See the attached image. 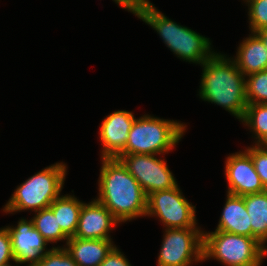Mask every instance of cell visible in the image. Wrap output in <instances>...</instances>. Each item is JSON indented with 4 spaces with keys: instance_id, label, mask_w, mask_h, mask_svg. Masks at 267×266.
Instances as JSON below:
<instances>
[{
    "instance_id": "1",
    "label": "cell",
    "mask_w": 267,
    "mask_h": 266,
    "mask_svg": "<svg viewBox=\"0 0 267 266\" xmlns=\"http://www.w3.org/2000/svg\"><path fill=\"white\" fill-rule=\"evenodd\" d=\"M99 178V197L96 200L119 222L146 216L147 195L119 159L102 158Z\"/></svg>"
},
{
    "instance_id": "2",
    "label": "cell",
    "mask_w": 267,
    "mask_h": 266,
    "mask_svg": "<svg viewBox=\"0 0 267 266\" xmlns=\"http://www.w3.org/2000/svg\"><path fill=\"white\" fill-rule=\"evenodd\" d=\"M215 53L202 65L200 97L220 105L242 120L247 107L245 76L234 60Z\"/></svg>"
},
{
    "instance_id": "3",
    "label": "cell",
    "mask_w": 267,
    "mask_h": 266,
    "mask_svg": "<svg viewBox=\"0 0 267 266\" xmlns=\"http://www.w3.org/2000/svg\"><path fill=\"white\" fill-rule=\"evenodd\" d=\"M136 16L155 29L170 50L181 59L202 65L215 54L210 51L209 38L173 22L152 3L138 6Z\"/></svg>"
},
{
    "instance_id": "4",
    "label": "cell",
    "mask_w": 267,
    "mask_h": 266,
    "mask_svg": "<svg viewBox=\"0 0 267 266\" xmlns=\"http://www.w3.org/2000/svg\"><path fill=\"white\" fill-rule=\"evenodd\" d=\"M186 127L179 122L145 115L135 119L121 154H161L173 149Z\"/></svg>"
},
{
    "instance_id": "5",
    "label": "cell",
    "mask_w": 267,
    "mask_h": 266,
    "mask_svg": "<svg viewBox=\"0 0 267 266\" xmlns=\"http://www.w3.org/2000/svg\"><path fill=\"white\" fill-rule=\"evenodd\" d=\"M66 175V165L56 163L31 176L15 190L4 212L39 211L48 208L60 196Z\"/></svg>"
},
{
    "instance_id": "6",
    "label": "cell",
    "mask_w": 267,
    "mask_h": 266,
    "mask_svg": "<svg viewBox=\"0 0 267 266\" xmlns=\"http://www.w3.org/2000/svg\"><path fill=\"white\" fill-rule=\"evenodd\" d=\"M267 248L257 239L215 230L203 233V261L212 257L227 266H260Z\"/></svg>"
},
{
    "instance_id": "7",
    "label": "cell",
    "mask_w": 267,
    "mask_h": 266,
    "mask_svg": "<svg viewBox=\"0 0 267 266\" xmlns=\"http://www.w3.org/2000/svg\"><path fill=\"white\" fill-rule=\"evenodd\" d=\"M203 233L197 227L166 228L158 266H189L202 261Z\"/></svg>"
},
{
    "instance_id": "8",
    "label": "cell",
    "mask_w": 267,
    "mask_h": 266,
    "mask_svg": "<svg viewBox=\"0 0 267 266\" xmlns=\"http://www.w3.org/2000/svg\"><path fill=\"white\" fill-rule=\"evenodd\" d=\"M146 215L158 216L167 229L191 228L197 224L195 206L182 196L178 185L169 190L149 194Z\"/></svg>"
},
{
    "instance_id": "9",
    "label": "cell",
    "mask_w": 267,
    "mask_h": 266,
    "mask_svg": "<svg viewBox=\"0 0 267 266\" xmlns=\"http://www.w3.org/2000/svg\"><path fill=\"white\" fill-rule=\"evenodd\" d=\"M117 159L138 181L147 196L178 185L166 162L153 154H120Z\"/></svg>"
},
{
    "instance_id": "10",
    "label": "cell",
    "mask_w": 267,
    "mask_h": 266,
    "mask_svg": "<svg viewBox=\"0 0 267 266\" xmlns=\"http://www.w3.org/2000/svg\"><path fill=\"white\" fill-rule=\"evenodd\" d=\"M225 175L229 186L227 193L244 196L265 191L251 156L246 151L227 158Z\"/></svg>"
},
{
    "instance_id": "11",
    "label": "cell",
    "mask_w": 267,
    "mask_h": 266,
    "mask_svg": "<svg viewBox=\"0 0 267 266\" xmlns=\"http://www.w3.org/2000/svg\"><path fill=\"white\" fill-rule=\"evenodd\" d=\"M6 228L10 234L12 252L17 264L29 262L28 266H33L48 252L45 250L48 242L33 226L32 220L21 219L15 228Z\"/></svg>"
},
{
    "instance_id": "12",
    "label": "cell",
    "mask_w": 267,
    "mask_h": 266,
    "mask_svg": "<svg viewBox=\"0 0 267 266\" xmlns=\"http://www.w3.org/2000/svg\"><path fill=\"white\" fill-rule=\"evenodd\" d=\"M134 120L132 112L126 110L115 111L106 116L99 133L103 144L101 158H117L124 151Z\"/></svg>"
},
{
    "instance_id": "13",
    "label": "cell",
    "mask_w": 267,
    "mask_h": 266,
    "mask_svg": "<svg viewBox=\"0 0 267 266\" xmlns=\"http://www.w3.org/2000/svg\"><path fill=\"white\" fill-rule=\"evenodd\" d=\"M119 221L100 202L94 199L83 203L74 237L80 239H111L108 233Z\"/></svg>"
},
{
    "instance_id": "14",
    "label": "cell",
    "mask_w": 267,
    "mask_h": 266,
    "mask_svg": "<svg viewBox=\"0 0 267 266\" xmlns=\"http://www.w3.org/2000/svg\"><path fill=\"white\" fill-rule=\"evenodd\" d=\"M111 239H80L70 237L65 247L78 266H100L115 247Z\"/></svg>"
},
{
    "instance_id": "15",
    "label": "cell",
    "mask_w": 267,
    "mask_h": 266,
    "mask_svg": "<svg viewBox=\"0 0 267 266\" xmlns=\"http://www.w3.org/2000/svg\"><path fill=\"white\" fill-rule=\"evenodd\" d=\"M216 230L252 237L250 216L243 196L227 193L226 204Z\"/></svg>"
},
{
    "instance_id": "16",
    "label": "cell",
    "mask_w": 267,
    "mask_h": 266,
    "mask_svg": "<svg viewBox=\"0 0 267 266\" xmlns=\"http://www.w3.org/2000/svg\"><path fill=\"white\" fill-rule=\"evenodd\" d=\"M251 35L243 40L233 59L244 76L267 69V48L255 33Z\"/></svg>"
},
{
    "instance_id": "17",
    "label": "cell",
    "mask_w": 267,
    "mask_h": 266,
    "mask_svg": "<svg viewBox=\"0 0 267 266\" xmlns=\"http://www.w3.org/2000/svg\"><path fill=\"white\" fill-rule=\"evenodd\" d=\"M243 198L250 216L252 238L264 245L267 242V190L244 195Z\"/></svg>"
},
{
    "instance_id": "18",
    "label": "cell",
    "mask_w": 267,
    "mask_h": 266,
    "mask_svg": "<svg viewBox=\"0 0 267 266\" xmlns=\"http://www.w3.org/2000/svg\"><path fill=\"white\" fill-rule=\"evenodd\" d=\"M83 202L71 195L57 197L49 206L57 217L58 225L70 238L74 237L79 220V213Z\"/></svg>"
},
{
    "instance_id": "19",
    "label": "cell",
    "mask_w": 267,
    "mask_h": 266,
    "mask_svg": "<svg viewBox=\"0 0 267 266\" xmlns=\"http://www.w3.org/2000/svg\"><path fill=\"white\" fill-rule=\"evenodd\" d=\"M36 213L33 219H31L33 226L48 243L61 240L67 241L69 239L62 231L60 225H58L57 217L49 207L36 211Z\"/></svg>"
},
{
    "instance_id": "20",
    "label": "cell",
    "mask_w": 267,
    "mask_h": 266,
    "mask_svg": "<svg viewBox=\"0 0 267 266\" xmlns=\"http://www.w3.org/2000/svg\"><path fill=\"white\" fill-rule=\"evenodd\" d=\"M241 121L251 127L259 142L267 134V103L247 104Z\"/></svg>"
},
{
    "instance_id": "21",
    "label": "cell",
    "mask_w": 267,
    "mask_h": 266,
    "mask_svg": "<svg viewBox=\"0 0 267 266\" xmlns=\"http://www.w3.org/2000/svg\"><path fill=\"white\" fill-rule=\"evenodd\" d=\"M245 80L247 104L267 103V69L249 75Z\"/></svg>"
},
{
    "instance_id": "22",
    "label": "cell",
    "mask_w": 267,
    "mask_h": 266,
    "mask_svg": "<svg viewBox=\"0 0 267 266\" xmlns=\"http://www.w3.org/2000/svg\"><path fill=\"white\" fill-rule=\"evenodd\" d=\"M249 6V20L252 33L267 29V0H245Z\"/></svg>"
},
{
    "instance_id": "23",
    "label": "cell",
    "mask_w": 267,
    "mask_h": 266,
    "mask_svg": "<svg viewBox=\"0 0 267 266\" xmlns=\"http://www.w3.org/2000/svg\"><path fill=\"white\" fill-rule=\"evenodd\" d=\"M33 266H78L65 248L53 247Z\"/></svg>"
},
{
    "instance_id": "24",
    "label": "cell",
    "mask_w": 267,
    "mask_h": 266,
    "mask_svg": "<svg viewBox=\"0 0 267 266\" xmlns=\"http://www.w3.org/2000/svg\"><path fill=\"white\" fill-rule=\"evenodd\" d=\"M245 151L251 156L255 171L259 175L264 189L267 190V148L256 144L248 147Z\"/></svg>"
},
{
    "instance_id": "25",
    "label": "cell",
    "mask_w": 267,
    "mask_h": 266,
    "mask_svg": "<svg viewBox=\"0 0 267 266\" xmlns=\"http://www.w3.org/2000/svg\"><path fill=\"white\" fill-rule=\"evenodd\" d=\"M15 262L12 252V244L10 234L7 228L0 229V266L10 265L9 261Z\"/></svg>"
},
{
    "instance_id": "26",
    "label": "cell",
    "mask_w": 267,
    "mask_h": 266,
    "mask_svg": "<svg viewBox=\"0 0 267 266\" xmlns=\"http://www.w3.org/2000/svg\"><path fill=\"white\" fill-rule=\"evenodd\" d=\"M100 266H131V264L115 246L102 261Z\"/></svg>"
},
{
    "instance_id": "27",
    "label": "cell",
    "mask_w": 267,
    "mask_h": 266,
    "mask_svg": "<svg viewBox=\"0 0 267 266\" xmlns=\"http://www.w3.org/2000/svg\"><path fill=\"white\" fill-rule=\"evenodd\" d=\"M119 6L132 12L134 15L137 13V6L131 0H114Z\"/></svg>"
},
{
    "instance_id": "28",
    "label": "cell",
    "mask_w": 267,
    "mask_h": 266,
    "mask_svg": "<svg viewBox=\"0 0 267 266\" xmlns=\"http://www.w3.org/2000/svg\"><path fill=\"white\" fill-rule=\"evenodd\" d=\"M255 34L262 40L263 44L267 48V29L257 31Z\"/></svg>"
},
{
    "instance_id": "29",
    "label": "cell",
    "mask_w": 267,
    "mask_h": 266,
    "mask_svg": "<svg viewBox=\"0 0 267 266\" xmlns=\"http://www.w3.org/2000/svg\"><path fill=\"white\" fill-rule=\"evenodd\" d=\"M257 145L267 148V134L259 142H257Z\"/></svg>"
},
{
    "instance_id": "30",
    "label": "cell",
    "mask_w": 267,
    "mask_h": 266,
    "mask_svg": "<svg viewBox=\"0 0 267 266\" xmlns=\"http://www.w3.org/2000/svg\"><path fill=\"white\" fill-rule=\"evenodd\" d=\"M137 7L143 4L150 3L149 0H131Z\"/></svg>"
}]
</instances>
